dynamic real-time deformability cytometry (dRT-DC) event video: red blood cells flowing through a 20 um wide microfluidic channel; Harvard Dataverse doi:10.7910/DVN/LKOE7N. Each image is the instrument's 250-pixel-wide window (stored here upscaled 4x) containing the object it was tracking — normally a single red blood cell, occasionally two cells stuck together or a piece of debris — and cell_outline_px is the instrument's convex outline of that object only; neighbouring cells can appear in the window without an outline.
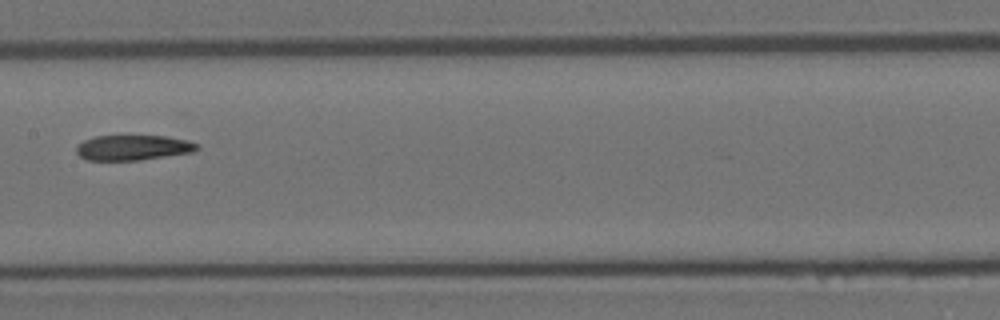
{"species": "Egyptian fruit bat (a non-hibernating species)", "species_latin": "Rousettus aegyptiacus", "temperature_condition": "room temperature", "stored_images_in_passage": 5, "camera_frame_rate_fps": 3000, "um_per_image_px": 0.085, "animal": {"sex": "female"}, "frame": {"image": 1, "passage_image": 5, "time_ms": 1.333, "image_size_px": [1000, 320], "cell_outline_px": [[200, 148], [192, 152], [140, 160], [88, 160], [80, 156], [76, 152], [76, 148], [84, 140], [96, 136], [168, 136], [188, 140], [200, 144]], "centroid_in_image_um": [11.35, 12.54], "position_along_channel_um": 196.0, "area_um2": 17.69}}